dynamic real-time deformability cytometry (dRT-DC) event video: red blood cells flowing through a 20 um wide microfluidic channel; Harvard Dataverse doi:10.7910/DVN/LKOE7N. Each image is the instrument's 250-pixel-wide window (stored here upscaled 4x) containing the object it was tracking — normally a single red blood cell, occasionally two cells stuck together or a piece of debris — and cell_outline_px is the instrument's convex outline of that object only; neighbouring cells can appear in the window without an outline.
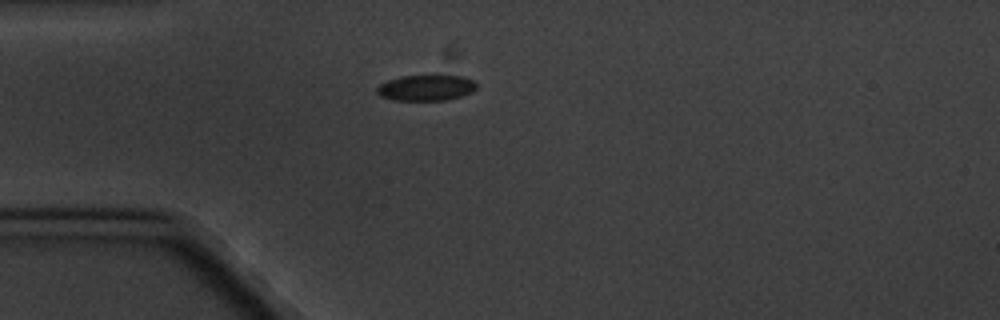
{"species": "common noctule bat (a hibernating species)", "species_latin": "Nyctalus noctula", "temperature_condition": "cold", "stored_images_in_passage": 1, "camera_frame_rate_fps": 3000, "um_per_image_px": 0.085, "animal": {"sex": "male", "body_mass_g": 20.1, "forearm_length_mm": 53.5}, "frame": {"image": 1, "passage_image": 1, "time_ms": 0.0, "image_size_px": [1000, 320], "cell_outline_px": [[476, 88], [472, 92], [460, 96], [444, 100], [392, 100], [380, 96], [376, 92], [376, 88], [380, 84], [388, 80], [400, 76], [436, 72], [464, 76], [472, 80], [476, 84]], "centroid_in_image_um": [36.22, 7.4], "position_along_channel_um": 48.8, "area_um2": 15.78}}